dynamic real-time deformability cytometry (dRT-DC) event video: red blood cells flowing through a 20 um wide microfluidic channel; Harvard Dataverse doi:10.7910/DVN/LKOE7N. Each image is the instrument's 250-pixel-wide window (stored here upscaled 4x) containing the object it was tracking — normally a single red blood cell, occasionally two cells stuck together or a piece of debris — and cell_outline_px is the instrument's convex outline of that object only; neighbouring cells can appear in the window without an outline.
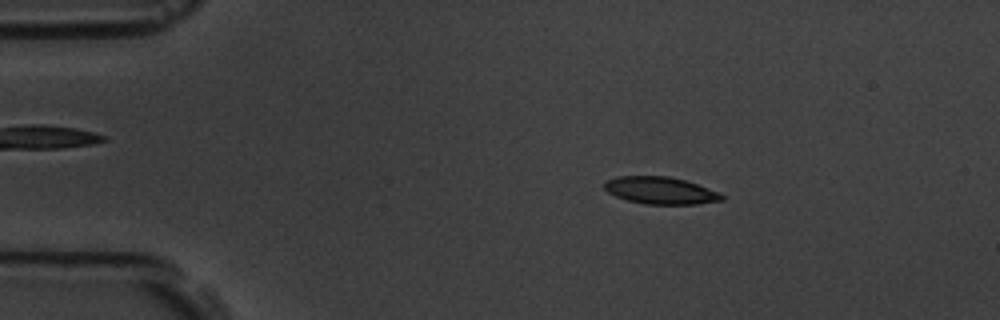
{"species": "common noctule bat (a hibernating species)", "species_latin": "Nyctalus noctula", "temperature_condition": "room temperature", "stored_images_in_passage": 57, "camera_frame_rate_fps": 3000, "um_per_image_px": 0.085, "animal": {"sex": "male", "body_mass_g": 19.5, "forearm_length_mm": 54.6}, "frame": {"image": 1, "passage_image": 10, "time_ms": 3.0, "image_size_px": [1000, 320], "cell_outline_px": [[724, 200], [696, 204], [644, 204], [628, 200], [616, 196], [608, 192], [604, 188], [604, 180], [616, 176], [668, 176], [684, 180], [720, 192], [724, 196]], "centroid_in_image_um": [56.12, 16.19], "position_along_channel_um": 28.9, "area_um2": 18.61}}
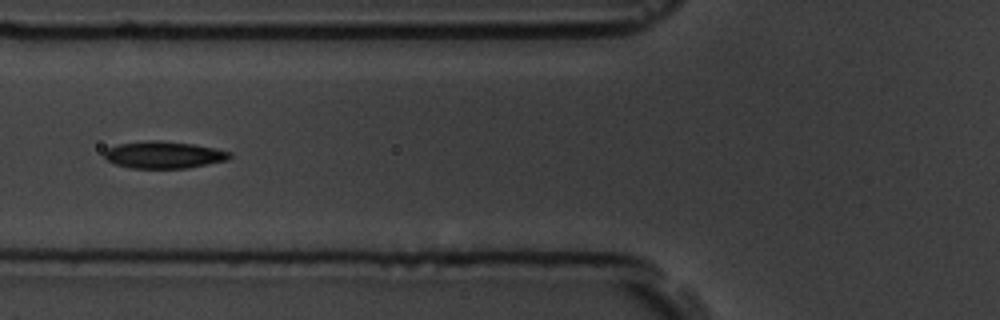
{"frame": {"image": 2, "passage_image": 22, "time_ms": 7.0, "image_size_px": [1000, 320], "cell_outline_px": [[232, 156], [228, 160], [184, 168], [132, 168], [116, 164], [108, 160], [104, 156], [104, 152], [108, 148], [116, 144], [148, 140], [160, 140], [192, 144], [232, 152]], "centroid_in_image_um": [13.91, 13.15], "position_along_channel_um": 111.9, "area_um2": 19.59}}
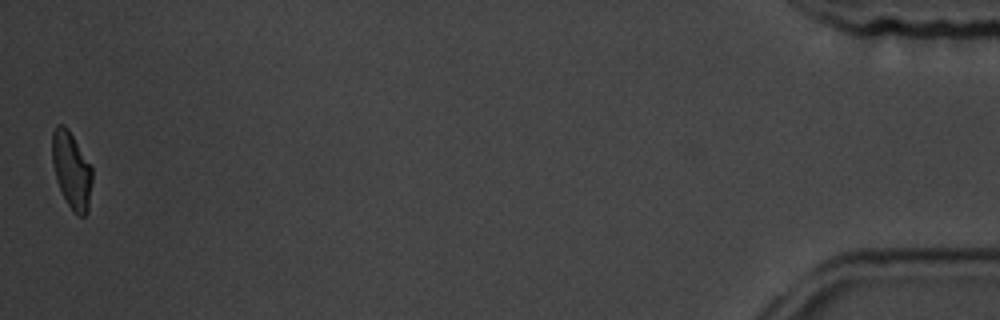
{"frame": {"image": 3, "passage_image": 57, "time_ms": 18.667, "image_size_px": [1000, 320], "cell_outline_px": [[92, 180], [88, 212], [84, 216], [80, 216], [68, 204], [56, 180], [52, 164], [52, 132], [56, 124], [64, 124], [68, 128], [92, 164]], "centroid_in_image_um": [6.09, 14.4], "position_along_channel_um": 429.1, "area_um2": 18.09}, "authors_computed_cell_mechanics": {"area_um2": 18.785, "velocity_mm_per_s": 3.5384, "shape_relaxation_time_tau1_ms": 3.1368, "shape_relaxation_time_tau2_ms": 3.5113, "deformation_change_tau1": 0.1297, "deformation_change_tau2": 0.0978}}